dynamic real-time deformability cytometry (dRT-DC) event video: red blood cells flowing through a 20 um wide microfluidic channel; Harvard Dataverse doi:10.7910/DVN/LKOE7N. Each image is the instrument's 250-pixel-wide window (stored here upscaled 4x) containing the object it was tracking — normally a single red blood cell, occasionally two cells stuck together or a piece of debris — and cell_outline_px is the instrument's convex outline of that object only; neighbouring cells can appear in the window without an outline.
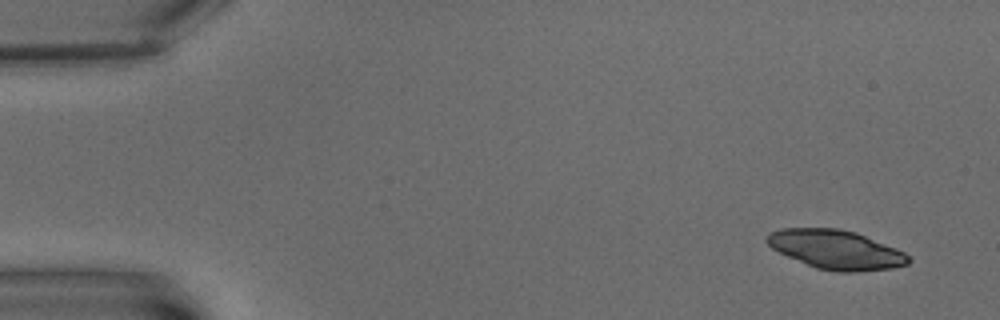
{"species": "common noctule bat (a hibernating species)", "species_latin": "Nyctalus noctula", "temperature_condition": "warm", "stored_images_in_passage": 6, "segment_of_instrument_passage": [1, 2], "camera_frame_rate_fps": 3000, "um_per_image_px": 0.085, "animal": {"sex": "male", "body_mass_g": 15.6}, "frame": {"image": 1, "passage_image": 1, "time_ms": 0.0, "image_size_px": [1000, 320], "cell_outline_px": [[912, 260], [908, 264], [892, 268], [856, 272], [836, 272], [816, 268], [788, 256], [772, 248], [764, 240], [764, 236], [768, 232], [780, 228], [840, 228], [856, 232], [896, 248], [904, 252]], "centroid_in_image_um": [71.04, 21.2], "position_along_channel_um": 14.0, "area_um2": 32.37}}